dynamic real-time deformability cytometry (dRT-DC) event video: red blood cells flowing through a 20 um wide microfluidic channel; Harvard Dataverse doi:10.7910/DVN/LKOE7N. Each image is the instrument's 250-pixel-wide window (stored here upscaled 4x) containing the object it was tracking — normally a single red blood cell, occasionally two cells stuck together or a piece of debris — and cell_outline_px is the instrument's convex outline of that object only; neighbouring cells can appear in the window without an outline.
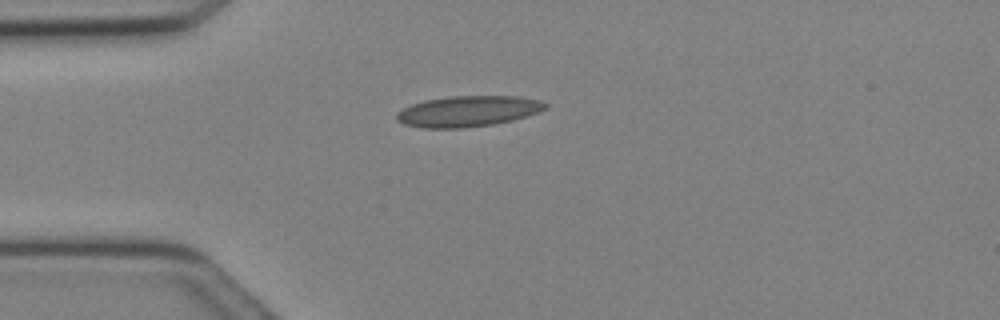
{"species": "Egyptian fruit bat (a non-hibernating species)", "species_latin": "Rousettus aegyptiacus", "temperature_condition": "cold", "stored_images_in_passage": 6, "camera_frame_rate_fps": 3000, "um_per_image_px": 0.085, "animal": {"sex": "female"}, "frame": {"image": 1, "passage_image": 1, "time_ms": 0.0, "image_size_px": [1000, 320], "cell_outline_px": [[548, 108], [512, 120], [492, 124], [464, 128], [420, 128], [404, 124], [396, 120], [396, 112], [412, 104], [424, 100], [452, 96], [516, 96], [540, 100], [548, 104]], "centroid_in_image_um": [39.74, 9.45], "position_along_channel_um": 45.3, "area_um2": 26.65}}
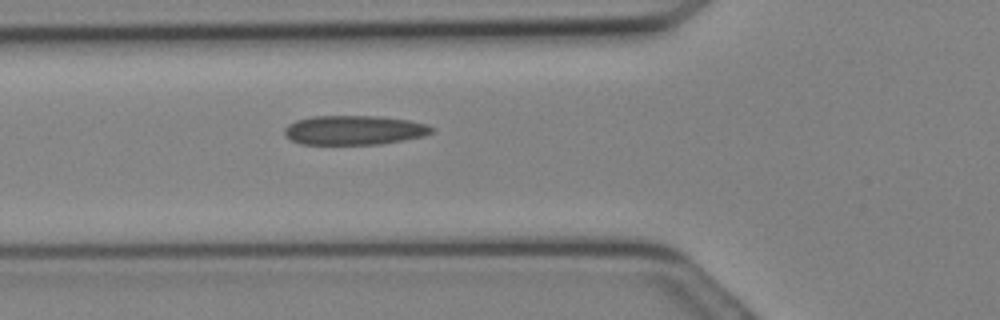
{"frame": {"image": 2, "passage_image": 4, "time_ms": 1.0, "image_size_px": [1000, 320], "cell_outline_px": [[432, 132], [424, 136], [404, 140], [380, 144], [300, 144], [284, 136], [284, 128], [288, 124], [296, 120], [312, 116], [376, 116], [408, 120], [428, 124], [432, 128]], "centroid_in_image_um": [30.07, 11.06], "position_along_channel_um": 95.7, "area_um2": 25.2}}
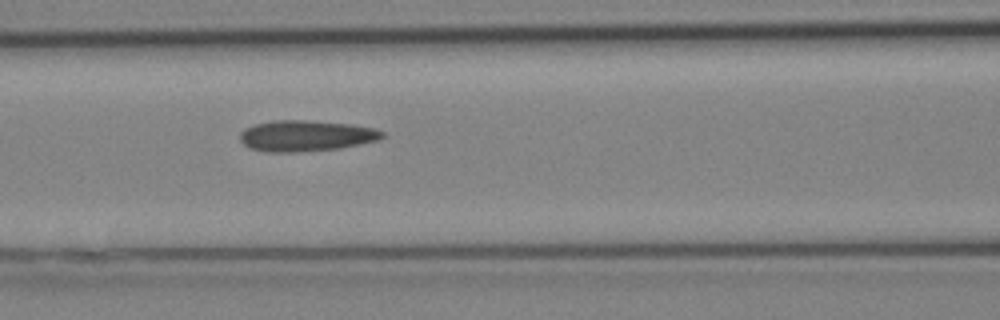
{"frame": {"image": 3, "passage_image": 6, "time_ms": 1.667, "image_size_px": [1000, 320], "cell_outline_px": [[384, 136], [380, 140], [340, 148], [296, 152], [272, 152], [252, 148], [244, 144], [240, 140], [240, 132], [244, 128], [256, 124], [276, 120], [308, 120], [352, 124], [372, 128], [384, 132]], "centroid_in_image_um": [26.03, 11.53], "position_along_channel_um": 140.6, "area_um2": 25.55}}